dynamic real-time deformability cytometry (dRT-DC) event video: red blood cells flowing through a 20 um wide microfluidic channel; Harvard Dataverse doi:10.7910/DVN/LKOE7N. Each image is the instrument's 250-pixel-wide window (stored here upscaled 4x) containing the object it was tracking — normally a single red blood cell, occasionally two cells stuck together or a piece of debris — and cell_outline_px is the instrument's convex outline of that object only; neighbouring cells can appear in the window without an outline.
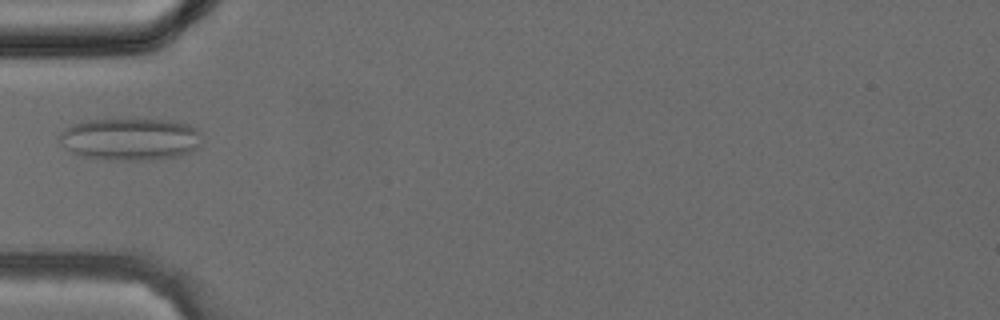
{"species": "common noctule bat (a hibernating species)", "species_latin": "Nyctalus noctula", "temperature_condition": "cold", "stored_images_in_passage": 9, "camera_frame_rate_fps": 3000, "um_per_image_px": 0.085, "animal": {"sex": "female", "body_mass_g": 24.6, "forearm_length_mm": 56.2}, "frame": {"image": 1, "passage_image": 1, "time_ms": 0.0, "image_size_px": [1000, 320], "cell_outline_px": [[204, 136], [200, 148], [180, 156], [148, 160], [104, 160], [84, 156], [72, 152], [64, 148], [56, 140], [56, 136], [64, 128], [72, 124], [88, 120], [172, 120], [188, 124], [196, 128]], "centroid_in_image_um": [11.08, 11.84], "position_along_channel_um": 73.9, "area_um2": 35.78}}